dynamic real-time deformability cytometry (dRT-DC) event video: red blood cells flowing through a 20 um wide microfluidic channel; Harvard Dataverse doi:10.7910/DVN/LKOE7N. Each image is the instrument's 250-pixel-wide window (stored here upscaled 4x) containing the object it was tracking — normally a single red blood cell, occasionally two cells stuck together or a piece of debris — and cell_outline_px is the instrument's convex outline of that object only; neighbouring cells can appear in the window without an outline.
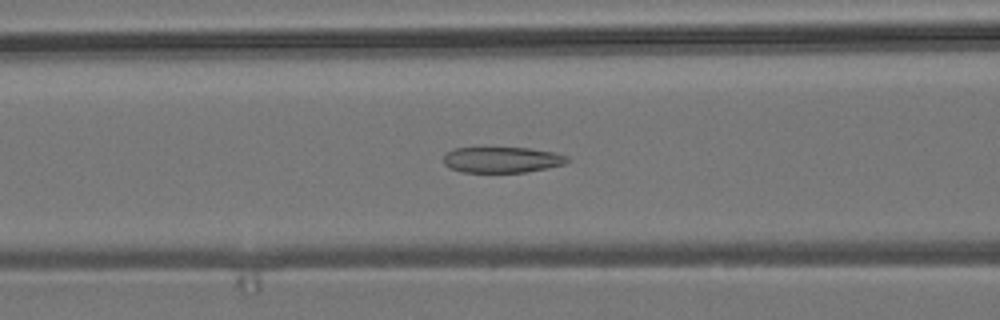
{"species": "common noctule bat (a hibernating species)", "species_latin": "Nyctalus noctula", "temperature_condition": "room temperature", "stored_images_in_passage": 54, "camera_frame_rate_fps": 3000, "um_per_image_px": 0.085, "animal": {"sex": "male", "body_mass_g": 19.2, "forearm_length_mm": 51.8}, "frame": {"image": 1, "passage_image": 22, "time_ms": 7.0, "image_size_px": [1000, 320], "cell_outline_px": [[572, 160], [564, 164], [548, 168], [524, 172], [464, 172], [448, 168], [444, 164], [444, 156], [448, 152], [456, 148], [528, 148], [552, 152], [568, 156]], "centroid_in_image_um": [42.69, 13.59], "position_along_channel_um": 123.9, "area_um2": 18.55}}
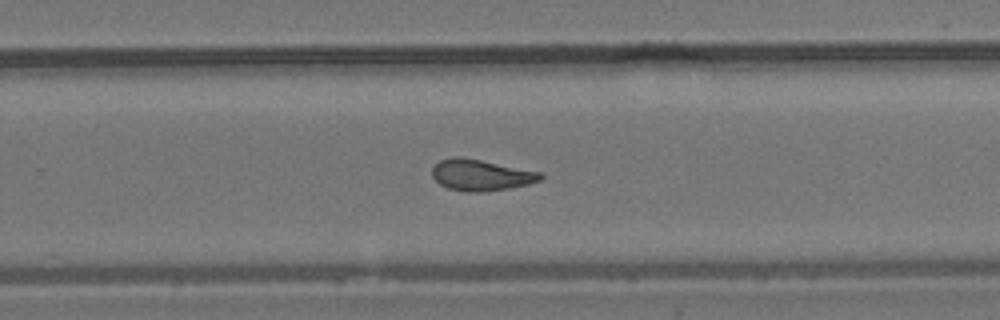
{"frame": {"image": 2, "passage_image": 35, "time_ms": 11.333, "image_size_px": [1000, 320], "cell_outline_px": [[544, 176], [540, 180], [528, 184], [508, 188], [480, 192], [468, 192], [448, 188], [440, 184], [432, 176], [432, 168], [440, 160], [452, 156], [460, 156], [544, 172]], "centroid_in_image_um": [40.9, 14.86], "position_along_channel_um": 288.9, "area_um2": 19.77}}
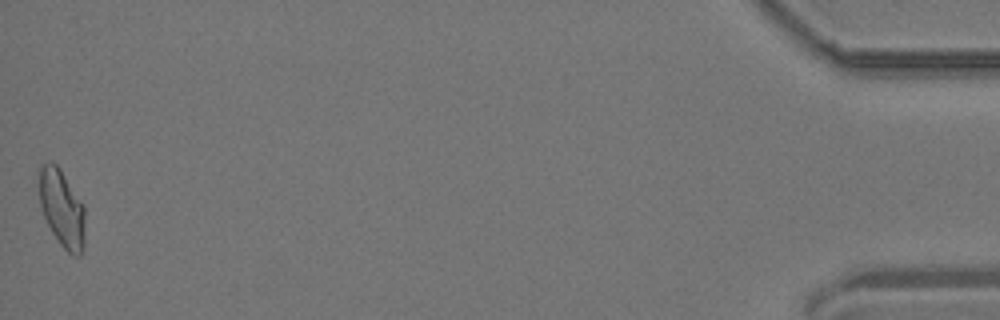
{"frame": {"image": 3, "passage_image": 54, "time_ms": 17.667, "image_size_px": [1000, 320], "cell_outline_px": [[84, 248], [80, 256], [72, 256], [60, 244], [52, 232], [44, 216], [40, 204], [40, 164], [56, 164], [60, 168], [84, 204]], "centroid_in_image_um": [5.3, 17.75], "position_along_channel_um": 429.9, "area_um2": 20.52}, "authors_computed_cell_mechanics": {"area_um2": 19.9699, "velocity_mm_per_s": 3.8232, "shape_relaxation_time_tau1_ms": null, "shape_relaxation_time_tau2_ms": 2.1142, "deformation_change_tau1": null, "deformation_change_tau2": 0.0807}}